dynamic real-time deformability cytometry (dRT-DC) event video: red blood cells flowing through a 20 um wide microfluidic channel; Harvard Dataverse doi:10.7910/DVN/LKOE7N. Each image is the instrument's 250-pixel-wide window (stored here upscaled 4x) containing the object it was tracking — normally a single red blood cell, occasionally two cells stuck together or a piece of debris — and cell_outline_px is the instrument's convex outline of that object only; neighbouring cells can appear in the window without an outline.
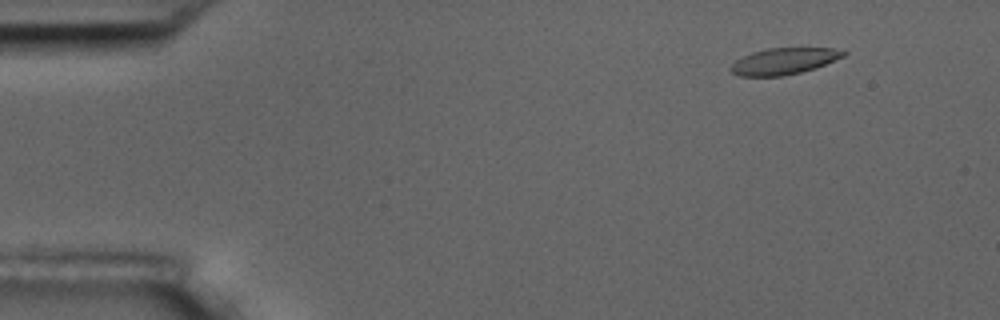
{"species": "common noctule bat (a hibernating species)", "species_latin": "Nyctalus noctula", "temperature_condition": "room temperature", "stored_images_in_passage": 6, "segment_of_instrument_passage": [2, 2], "camera_frame_rate_fps": 3000, "um_per_image_px": 0.085, "animal": {"sex": "male", "body_mass_g": 17.5, "forearm_length_mm": 52.3}, "frame": {"image": 1, "passage_image": 6, "time_ms": 6.667, "image_size_px": [1000, 320], "cell_outline_px": [[848, 52], [844, 56], [816, 68], [784, 76], [740, 76], [732, 72], [728, 68], [736, 60], [752, 52], [768, 48], [832, 48]], "centroid_in_image_um": [66.62, 5.2], "position_along_channel_um": 18.4, "area_um2": 17.28}}